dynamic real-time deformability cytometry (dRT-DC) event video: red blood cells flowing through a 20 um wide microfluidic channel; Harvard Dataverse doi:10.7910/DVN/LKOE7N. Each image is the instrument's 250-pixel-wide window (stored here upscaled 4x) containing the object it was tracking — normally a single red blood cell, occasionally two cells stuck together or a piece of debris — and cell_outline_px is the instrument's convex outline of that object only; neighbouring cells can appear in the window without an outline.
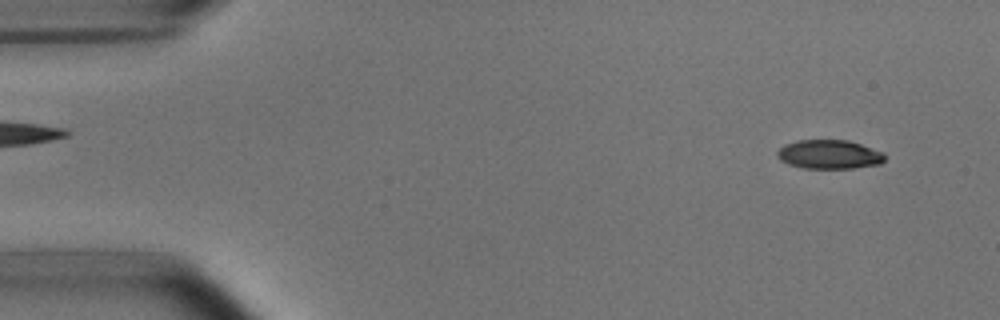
{"species": "common noctule bat (a hibernating species)", "species_latin": "Nyctalus noctula", "temperature_condition": "room temperature", "stored_images_in_passage": 51, "camera_frame_rate_fps": 3000, "um_per_image_px": 0.085, "animal": {"sex": "male", "body_mass_g": 15.6}, "frame": {"image": 1, "passage_image": 3, "time_ms": 0.667, "image_size_px": [1000, 320], "cell_outline_px": [[884, 160], [880, 164], [852, 168], [804, 168], [788, 164], [780, 160], [776, 156], [776, 152], [784, 144], [796, 140], [848, 140], [884, 152]], "centroid_in_image_um": [70.45, 13.12], "position_along_channel_um": 14.5, "area_um2": 18.21}}
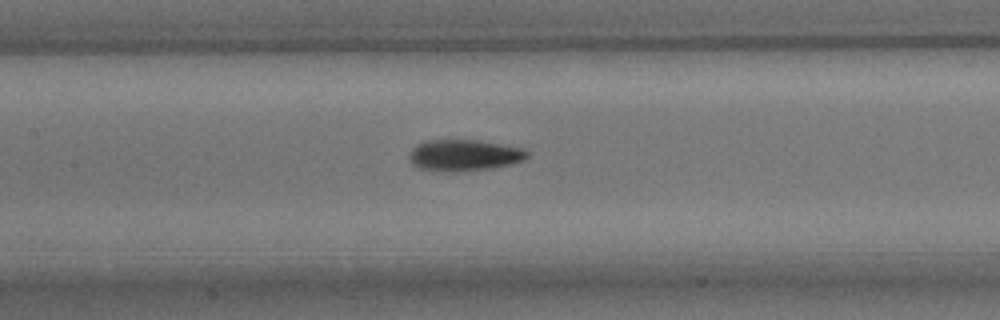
{"frame": {"image": 2, "passage_image": 23, "time_ms": 7.333, "image_size_px": [1000, 320], "cell_outline_px": [[528, 156], [524, 160], [512, 164], [492, 168], [452, 172], [448, 172], [416, 168], [412, 164], [408, 156], [408, 152], [416, 144], [428, 140], [480, 140], [524, 148], [528, 152]], "centroid_in_image_um": [39.43, 13.19], "position_along_channel_um": 168.0, "area_um2": 21.85}}
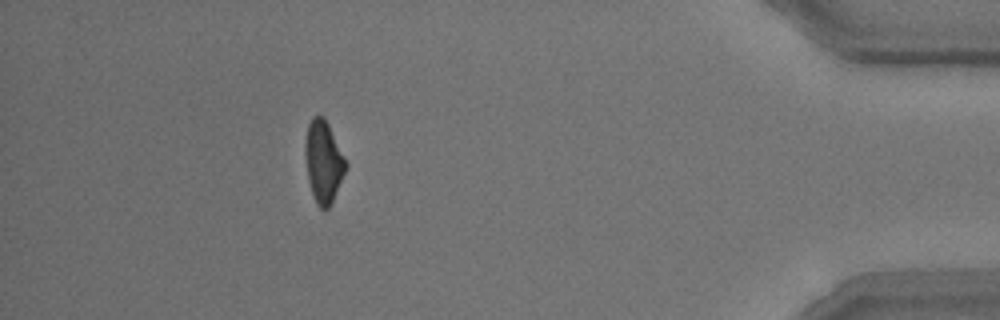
{"frame": {"image": 3, "passage_image": 46, "time_ms": 15.0, "image_size_px": [1000, 320], "cell_outline_px": [[348, 164], [332, 204], [328, 208], [320, 208], [316, 204], [308, 180], [304, 152], [304, 144], [308, 124], [312, 116], [324, 116]], "centroid_in_image_um": [27.48, 13.74], "position_along_channel_um": 407.7, "area_um2": 19.42}, "authors_computed_cell_mechanics": {"area_um2": 19.8254, "velocity_mm_per_s": 3.8205, "shape_relaxation_time_tau1_ms": 2.6535, "shape_relaxation_time_tau2_ms": 3.8451, "deformation_change_tau1": 0.1477, "deformation_change_tau2": 0.1167}}